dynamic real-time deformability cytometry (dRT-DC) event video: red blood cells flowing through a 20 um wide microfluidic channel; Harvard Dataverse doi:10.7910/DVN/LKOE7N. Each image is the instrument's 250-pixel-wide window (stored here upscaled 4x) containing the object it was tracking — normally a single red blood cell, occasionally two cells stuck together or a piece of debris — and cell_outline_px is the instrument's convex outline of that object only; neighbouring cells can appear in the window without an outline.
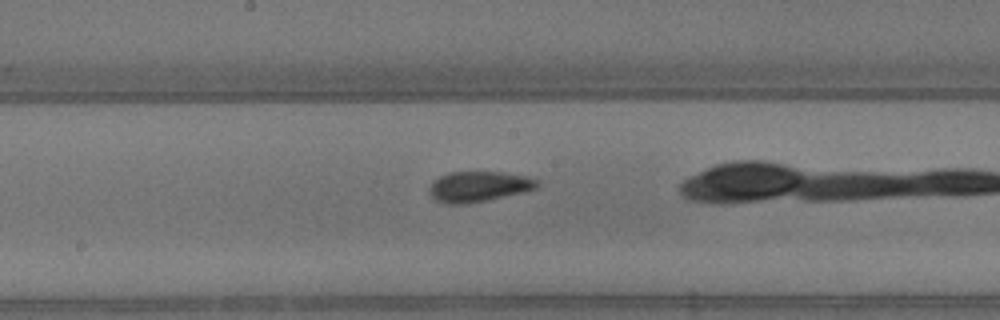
{"species": "common noctule bat (a hibernating species)", "species_latin": "Nyctalus noctula", "temperature_condition": "warm", "stored_images_in_passage": 27, "camera_frame_rate_fps": 3000, "um_per_image_px": 0.085, "animal": {"sex": "male", "body_mass_g": 13.3}, "frame": {"image": 1, "passage_image": 16, "time_ms": 5.0, "image_size_px": [1000, 320], "cell_outline_px": [[540, 184], [536, 188], [488, 200], [468, 204], [444, 204], [436, 200], [428, 192], [428, 188], [432, 180], [448, 172], [500, 172], [528, 176], [540, 180]], "centroid_in_image_um": [40.65, 15.85], "position_along_channel_um": 207.6, "area_um2": 19.31}}
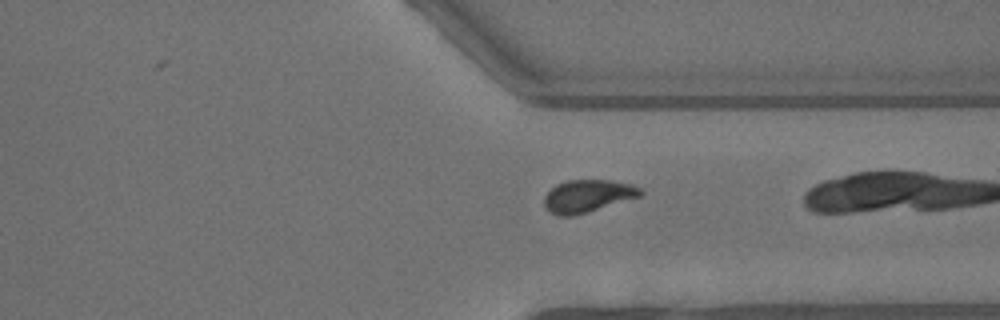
{"frame": {"image": 2, "passage_image": 26, "time_ms": 8.333, "image_size_px": [1000, 320], "cell_outline_px": [[644, 192], [640, 196], [572, 216], [556, 216], [548, 212], [544, 208], [544, 196], [556, 184], [568, 180], [612, 180], [632, 184], [640, 188]], "centroid_in_image_um": [49.91, 16.66], "position_along_channel_um": 361.5, "area_um2": 18.21}}